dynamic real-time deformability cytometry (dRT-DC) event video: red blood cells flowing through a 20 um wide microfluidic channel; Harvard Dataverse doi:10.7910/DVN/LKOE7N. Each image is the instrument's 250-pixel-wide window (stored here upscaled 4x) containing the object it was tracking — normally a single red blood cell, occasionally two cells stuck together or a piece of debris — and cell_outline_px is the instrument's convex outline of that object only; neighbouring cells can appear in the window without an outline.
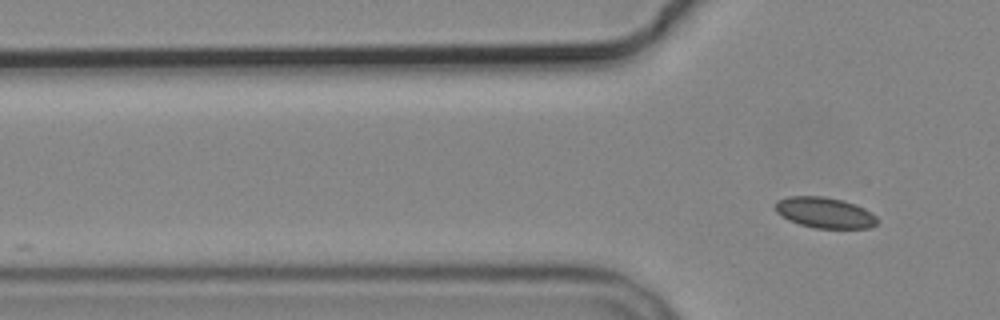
{"species": "common noctule bat (a hibernating species)", "species_latin": "Nyctalus noctula", "temperature_condition": "cold", "stored_images_in_passage": 3, "camera_frame_rate_fps": 3000, "um_per_image_px": 0.085, "animal": {"sex": "male", "body_mass_g": 19.2, "forearm_length_mm": 51.8}, "frame": {"image": 1, "passage_image": 3, "time_ms": 2.333, "image_size_px": [1000, 320], "cell_outline_px": [[880, 220], [876, 224], [868, 228], [816, 228], [800, 224], [788, 220], [780, 216], [776, 212], [776, 200], [788, 196], [824, 196], [844, 200], [864, 208], [876, 216]], "centroid_in_image_um": [70.09, 18.07], "position_along_channel_um": 55.7, "area_um2": 18.38}}